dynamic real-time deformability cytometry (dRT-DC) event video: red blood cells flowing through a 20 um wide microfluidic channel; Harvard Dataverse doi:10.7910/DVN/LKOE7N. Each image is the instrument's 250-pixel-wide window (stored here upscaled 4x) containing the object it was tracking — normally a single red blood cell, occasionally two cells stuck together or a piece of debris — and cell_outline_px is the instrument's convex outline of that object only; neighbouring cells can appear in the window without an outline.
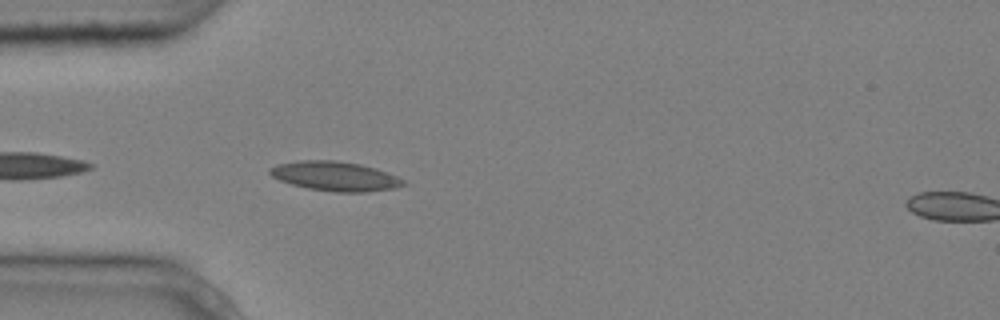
{"species": "common noctule bat (a hibernating species)", "species_latin": "Nyctalus noctula", "temperature_condition": "cold", "stored_images_in_passage": 6, "segment_of_instrument_passage": [1, 2], "camera_frame_rate_fps": 3000, "um_per_image_px": 0.085, "animal": {"sex": "male", "body_mass_g": 20.4}, "frame": {"image": 1, "passage_image": 5, "time_ms": 1.333, "image_size_px": [1000, 320], "cell_outline_px": [[408, 184], [392, 188], [368, 192], [336, 192], [308, 188], [292, 184], [280, 180], [272, 176], [268, 172], [268, 168], [276, 164], [300, 160], [336, 160], [360, 164], [376, 168], [388, 172], [404, 180]], "centroid_in_image_um": [28.48, 14.97], "position_along_channel_um": 56.5, "area_um2": 22.95}}